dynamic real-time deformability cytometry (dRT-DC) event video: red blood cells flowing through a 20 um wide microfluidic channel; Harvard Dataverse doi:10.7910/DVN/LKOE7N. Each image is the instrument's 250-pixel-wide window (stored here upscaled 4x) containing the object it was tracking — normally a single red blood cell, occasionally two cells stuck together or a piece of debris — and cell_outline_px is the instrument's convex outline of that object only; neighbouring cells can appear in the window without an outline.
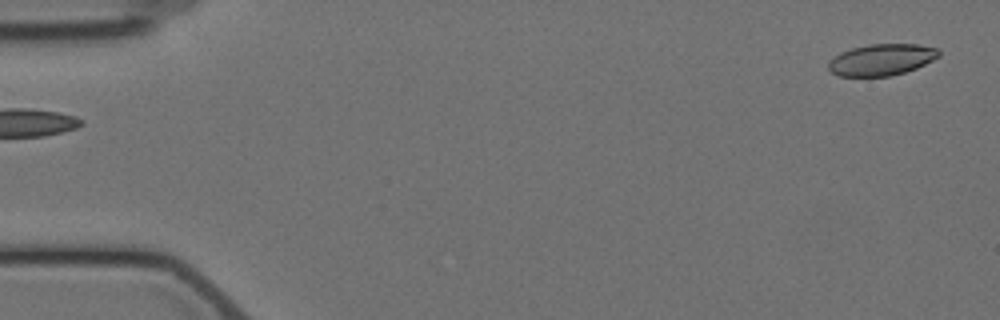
{"species": "Egyptian fruit bat (a non-hibernating species)", "species_latin": "Rousettus aegyptiacus", "temperature_condition": "cold", "stored_images_in_passage": 4, "segment_of_instrument_passage": [2, 2], "camera_frame_rate_fps": 3000, "um_per_image_px": 0.085, "animal": {"sex": "female"}, "frame": {"image": 1, "passage_image": 4, "time_ms": 3.667, "image_size_px": [1000, 320], "cell_outline_px": [[940, 56], [916, 68], [904, 72], [888, 76], [840, 76], [832, 72], [828, 68], [828, 60], [840, 52], [852, 48], [868, 44], [916, 44], [936, 48], [940, 52]], "centroid_in_image_um": [74.9, 5.07], "position_along_channel_um": 10.1, "area_um2": 20.17}}